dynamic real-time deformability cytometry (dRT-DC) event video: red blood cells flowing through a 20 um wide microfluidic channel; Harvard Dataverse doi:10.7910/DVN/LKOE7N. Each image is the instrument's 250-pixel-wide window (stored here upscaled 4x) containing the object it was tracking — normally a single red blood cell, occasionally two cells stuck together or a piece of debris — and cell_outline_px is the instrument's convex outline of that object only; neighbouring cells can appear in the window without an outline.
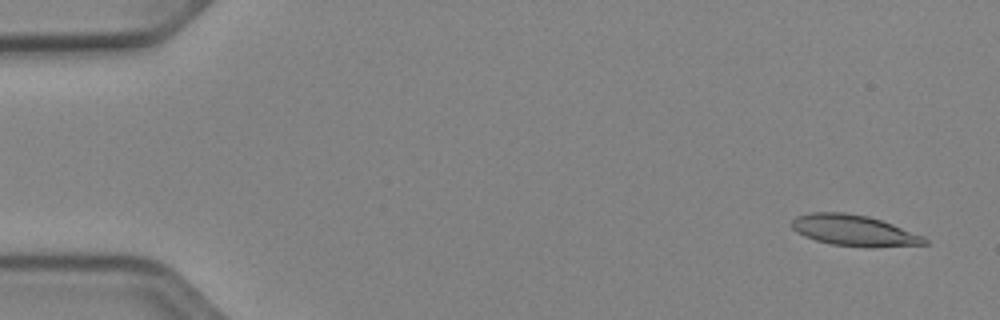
{"species": "Egyptian fruit bat (a non-hibernating species)", "species_latin": "Rousettus aegyptiacus", "temperature_condition": "cold", "stored_images_in_passage": 52, "camera_frame_rate_fps": 3000, "um_per_image_px": 0.085, "animal": {"sex": "female"}, "frame": {"image": 1, "passage_image": 3, "time_ms": 0.667, "image_size_px": [1000, 320], "cell_outline_px": [[928, 244], [872, 248], [832, 244], [816, 240], [804, 236], [796, 232], [792, 228], [792, 220], [796, 216], [808, 212], [844, 212], [868, 216], [892, 224], [924, 236], [928, 240]], "centroid_in_image_um": [72.59, 19.59], "position_along_channel_um": 12.4, "area_um2": 24.1}}
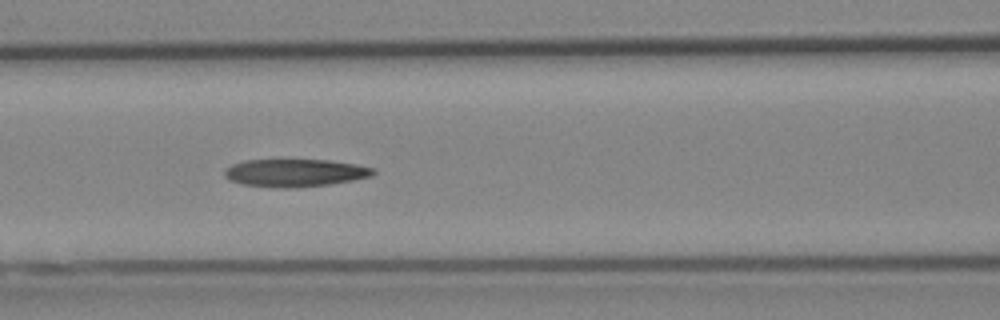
{"frame": {"image": 2, "passage_image": 23, "time_ms": 7.333, "image_size_px": [1000, 320], "cell_outline_px": [[376, 172], [372, 176], [352, 180], [328, 184], [296, 188], [280, 188], [240, 184], [228, 180], [224, 176], [224, 168], [232, 164], [244, 160], [328, 160], [356, 164], [376, 168]], "centroid_in_image_um": [25.05, 14.69], "position_along_channel_um": 141.6, "area_um2": 24.22}}
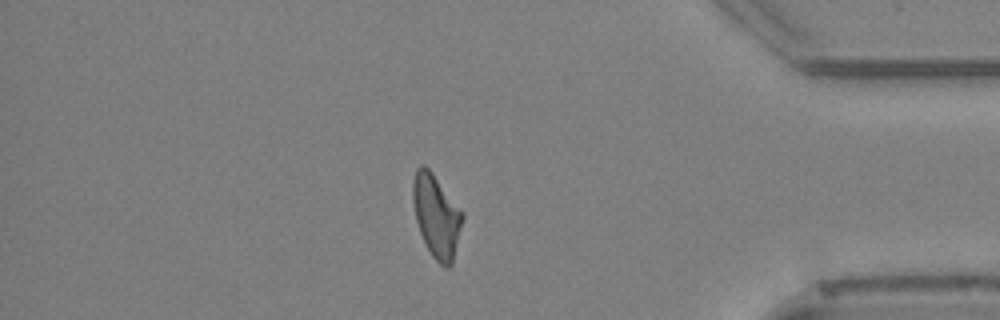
{"frame": {"image": 3, "passage_image": 45, "time_ms": 14.667, "image_size_px": [1000, 320], "cell_outline_px": [[464, 216], [452, 264], [448, 268], [444, 268], [432, 256], [420, 232], [416, 220], [412, 200], [412, 180], [416, 168], [420, 164], [424, 164], [432, 172], [464, 212]], "centroid_in_image_um": [37.09, 18.32], "position_along_channel_um": 398.1, "area_um2": 24.04}, "authors_computed_cell_mechanics": {"area_um2": 23.987, "velocity_mm_per_s": 3.9112, "shape_relaxation_time_tau1_ms": 10.7144, "shape_relaxation_time_tau2_ms": 10.4727, "deformation_change_tau1": 0.2684, "deformation_change_tau2": 0.2308}}